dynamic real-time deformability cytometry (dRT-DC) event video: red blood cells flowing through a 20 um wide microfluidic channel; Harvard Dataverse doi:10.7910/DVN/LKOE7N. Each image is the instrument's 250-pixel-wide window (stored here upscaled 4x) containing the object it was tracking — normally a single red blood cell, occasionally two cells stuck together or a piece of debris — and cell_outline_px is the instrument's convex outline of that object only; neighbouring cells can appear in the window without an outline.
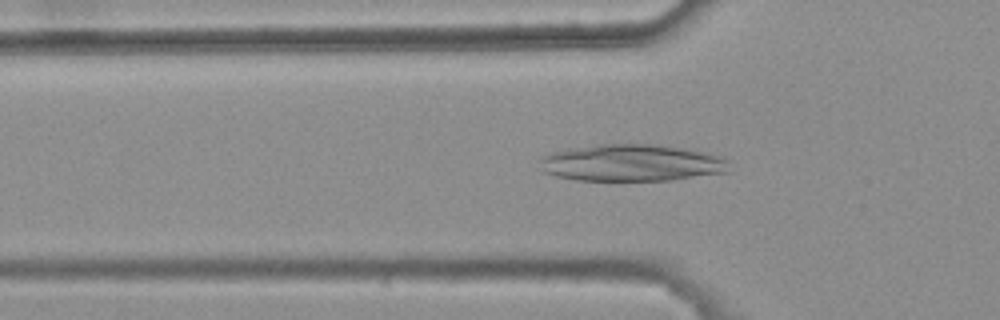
{"species": "common noctule bat (a hibernating species)", "species_latin": "Nyctalus noctula", "temperature_condition": "warm", "stored_images_in_passage": 19, "camera_frame_rate_fps": 3000, "um_per_image_px": 0.085, "animal": {"sex": "female", "body_mass_g": 25.1}, "frame": {"image": 1, "passage_image": 16, "time_ms": 5.0, "image_size_px": [1000, 320], "cell_outline_px": [[728, 172], [672, 180], [576, 180], [556, 176], [544, 172], [540, 160], [540, 156], [552, 152], [568, 148], [600, 144], [656, 144], [708, 152], [720, 156], [728, 160]], "centroid_in_image_um": [53.7, 13.83], "position_along_channel_um": 72.1, "area_um2": 40.86}}